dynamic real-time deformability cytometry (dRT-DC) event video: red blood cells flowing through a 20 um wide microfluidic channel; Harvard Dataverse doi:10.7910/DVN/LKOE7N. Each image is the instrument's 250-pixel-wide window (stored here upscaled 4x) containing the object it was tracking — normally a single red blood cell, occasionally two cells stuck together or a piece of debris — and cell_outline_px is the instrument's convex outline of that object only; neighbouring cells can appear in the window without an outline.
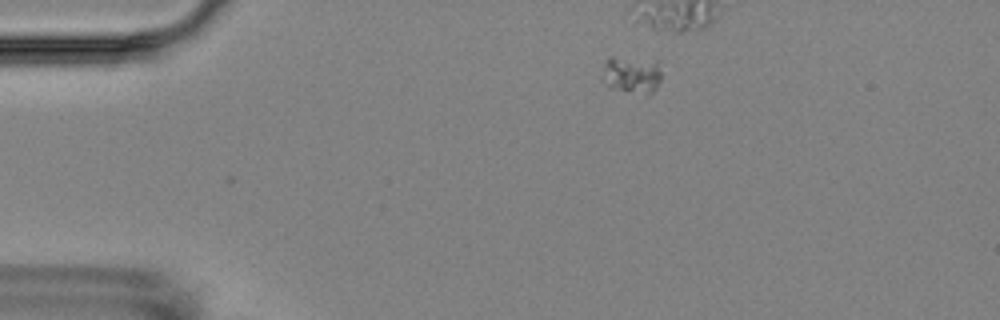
{"species": "Egyptian fruit bat (a non-hibernating species)", "species_latin": "Rousettus aegyptiacus", "temperature_condition": "room temperature", "stored_images_in_passage": 6, "segment_of_instrument_passage": [1, 2], "camera_frame_rate_fps": 3000, "um_per_image_px": 0.085, "animal": {"sex": "female"}, "frame": {"image": 1, "passage_image": 1, "time_ms": 0.0, "image_size_px": [1000, 320], "cell_outline_px": [[660, 80], [656, 88], [648, 96], [608, 88], [604, 72], [604, 64], [608, 56], [612, 56], [660, 60]], "centroid_in_image_um": [53.75, 6.34], "position_along_channel_um": 31.2, "area_um2": 13.18}}